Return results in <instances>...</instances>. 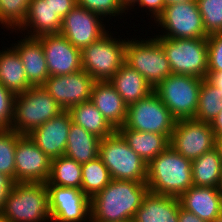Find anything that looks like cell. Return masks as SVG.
Masks as SVG:
<instances>
[{"instance_id":"cell-41","label":"cell","mask_w":222,"mask_h":222,"mask_svg":"<svg viewBox=\"0 0 222 222\" xmlns=\"http://www.w3.org/2000/svg\"><path fill=\"white\" fill-rule=\"evenodd\" d=\"M16 182L8 175L0 173V212Z\"/></svg>"},{"instance_id":"cell-23","label":"cell","mask_w":222,"mask_h":222,"mask_svg":"<svg viewBox=\"0 0 222 222\" xmlns=\"http://www.w3.org/2000/svg\"><path fill=\"white\" fill-rule=\"evenodd\" d=\"M179 198L148 191L132 222H178Z\"/></svg>"},{"instance_id":"cell-21","label":"cell","mask_w":222,"mask_h":222,"mask_svg":"<svg viewBox=\"0 0 222 222\" xmlns=\"http://www.w3.org/2000/svg\"><path fill=\"white\" fill-rule=\"evenodd\" d=\"M90 101L115 130L124 126L128 105L109 81L94 82Z\"/></svg>"},{"instance_id":"cell-15","label":"cell","mask_w":222,"mask_h":222,"mask_svg":"<svg viewBox=\"0 0 222 222\" xmlns=\"http://www.w3.org/2000/svg\"><path fill=\"white\" fill-rule=\"evenodd\" d=\"M95 80L81 69L72 74L49 76L43 87L64 111L91 99Z\"/></svg>"},{"instance_id":"cell-7","label":"cell","mask_w":222,"mask_h":222,"mask_svg":"<svg viewBox=\"0 0 222 222\" xmlns=\"http://www.w3.org/2000/svg\"><path fill=\"white\" fill-rule=\"evenodd\" d=\"M125 60L153 89L172 74L165 51L155 37H147L146 40L128 38L125 44Z\"/></svg>"},{"instance_id":"cell-9","label":"cell","mask_w":222,"mask_h":222,"mask_svg":"<svg viewBox=\"0 0 222 222\" xmlns=\"http://www.w3.org/2000/svg\"><path fill=\"white\" fill-rule=\"evenodd\" d=\"M162 45L172 74L206 78L208 69L207 38L168 39L155 37Z\"/></svg>"},{"instance_id":"cell-10","label":"cell","mask_w":222,"mask_h":222,"mask_svg":"<svg viewBox=\"0 0 222 222\" xmlns=\"http://www.w3.org/2000/svg\"><path fill=\"white\" fill-rule=\"evenodd\" d=\"M161 27V34L154 37L168 39L207 38L197 0L166 5L154 21Z\"/></svg>"},{"instance_id":"cell-8","label":"cell","mask_w":222,"mask_h":222,"mask_svg":"<svg viewBox=\"0 0 222 222\" xmlns=\"http://www.w3.org/2000/svg\"><path fill=\"white\" fill-rule=\"evenodd\" d=\"M202 81L196 76L171 74L153 91L176 120L194 119Z\"/></svg>"},{"instance_id":"cell-14","label":"cell","mask_w":222,"mask_h":222,"mask_svg":"<svg viewBox=\"0 0 222 222\" xmlns=\"http://www.w3.org/2000/svg\"><path fill=\"white\" fill-rule=\"evenodd\" d=\"M104 20L94 12L75 6L62 19L59 34L73 46L82 50L108 32L109 29L106 28Z\"/></svg>"},{"instance_id":"cell-40","label":"cell","mask_w":222,"mask_h":222,"mask_svg":"<svg viewBox=\"0 0 222 222\" xmlns=\"http://www.w3.org/2000/svg\"><path fill=\"white\" fill-rule=\"evenodd\" d=\"M56 15L63 19L75 6L76 0H46Z\"/></svg>"},{"instance_id":"cell-22","label":"cell","mask_w":222,"mask_h":222,"mask_svg":"<svg viewBox=\"0 0 222 222\" xmlns=\"http://www.w3.org/2000/svg\"><path fill=\"white\" fill-rule=\"evenodd\" d=\"M61 24L62 19L54 13L50 7L49 1L31 0L25 21L16 31L12 32L17 33V35L19 32L22 34L26 32L24 34H26L25 36L27 37H38L44 34H59Z\"/></svg>"},{"instance_id":"cell-29","label":"cell","mask_w":222,"mask_h":222,"mask_svg":"<svg viewBox=\"0 0 222 222\" xmlns=\"http://www.w3.org/2000/svg\"><path fill=\"white\" fill-rule=\"evenodd\" d=\"M221 173L222 160L216 147L192 160L193 186L219 188Z\"/></svg>"},{"instance_id":"cell-35","label":"cell","mask_w":222,"mask_h":222,"mask_svg":"<svg viewBox=\"0 0 222 222\" xmlns=\"http://www.w3.org/2000/svg\"><path fill=\"white\" fill-rule=\"evenodd\" d=\"M208 35L222 33V0H197Z\"/></svg>"},{"instance_id":"cell-6","label":"cell","mask_w":222,"mask_h":222,"mask_svg":"<svg viewBox=\"0 0 222 222\" xmlns=\"http://www.w3.org/2000/svg\"><path fill=\"white\" fill-rule=\"evenodd\" d=\"M115 37L108 31L81 50L82 69L95 81H109L126 62L125 44L128 38Z\"/></svg>"},{"instance_id":"cell-19","label":"cell","mask_w":222,"mask_h":222,"mask_svg":"<svg viewBox=\"0 0 222 222\" xmlns=\"http://www.w3.org/2000/svg\"><path fill=\"white\" fill-rule=\"evenodd\" d=\"M18 43L11 47L18 53L29 84L32 87L43 86L49 77L46 57L40 40L37 37L21 35Z\"/></svg>"},{"instance_id":"cell-5","label":"cell","mask_w":222,"mask_h":222,"mask_svg":"<svg viewBox=\"0 0 222 222\" xmlns=\"http://www.w3.org/2000/svg\"><path fill=\"white\" fill-rule=\"evenodd\" d=\"M114 180L146 182L147 164L115 131L101 139L98 155Z\"/></svg>"},{"instance_id":"cell-27","label":"cell","mask_w":222,"mask_h":222,"mask_svg":"<svg viewBox=\"0 0 222 222\" xmlns=\"http://www.w3.org/2000/svg\"><path fill=\"white\" fill-rule=\"evenodd\" d=\"M101 139L72 122L64 155L83 164L99 155Z\"/></svg>"},{"instance_id":"cell-17","label":"cell","mask_w":222,"mask_h":222,"mask_svg":"<svg viewBox=\"0 0 222 222\" xmlns=\"http://www.w3.org/2000/svg\"><path fill=\"white\" fill-rule=\"evenodd\" d=\"M43 47L49 76L72 74L82 69L81 50L61 34L37 37Z\"/></svg>"},{"instance_id":"cell-39","label":"cell","mask_w":222,"mask_h":222,"mask_svg":"<svg viewBox=\"0 0 222 222\" xmlns=\"http://www.w3.org/2000/svg\"><path fill=\"white\" fill-rule=\"evenodd\" d=\"M138 6H137V5ZM134 6L141 7V9H146L145 12H149L151 14V17L154 19H151L152 21L156 20V18L163 12L164 7L166 6L165 0H135L128 8L127 10L134 9ZM132 7V8H131ZM146 7V8H145ZM148 10V11H147Z\"/></svg>"},{"instance_id":"cell-4","label":"cell","mask_w":222,"mask_h":222,"mask_svg":"<svg viewBox=\"0 0 222 222\" xmlns=\"http://www.w3.org/2000/svg\"><path fill=\"white\" fill-rule=\"evenodd\" d=\"M63 111L43 86L31 87L26 92L15 95L10 130L28 135Z\"/></svg>"},{"instance_id":"cell-32","label":"cell","mask_w":222,"mask_h":222,"mask_svg":"<svg viewBox=\"0 0 222 222\" xmlns=\"http://www.w3.org/2000/svg\"><path fill=\"white\" fill-rule=\"evenodd\" d=\"M222 110V95L205 78L199 90L197 112L194 119L211 123Z\"/></svg>"},{"instance_id":"cell-11","label":"cell","mask_w":222,"mask_h":222,"mask_svg":"<svg viewBox=\"0 0 222 222\" xmlns=\"http://www.w3.org/2000/svg\"><path fill=\"white\" fill-rule=\"evenodd\" d=\"M176 121L170 110L153 91L128 106L125 124L119 128L152 132L171 138Z\"/></svg>"},{"instance_id":"cell-1","label":"cell","mask_w":222,"mask_h":222,"mask_svg":"<svg viewBox=\"0 0 222 222\" xmlns=\"http://www.w3.org/2000/svg\"><path fill=\"white\" fill-rule=\"evenodd\" d=\"M148 191L146 182L112 179L90 199L91 222L132 221Z\"/></svg>"},{"instance_id":"cell-18","label":"cell","mask_w":222,"mask_h":222,"mask_svg":"<svg viewBox=\"0 0 222 222\" xmlns=\"http://www.w3.org/2000/svg\"><path fill=\"white\" fill-rule=\"evenodd\" d=\"M71 123L72 119L69 112L63 111L58 116L33 129L28 136L42 152L50 159H54L65 153Z\"/></svg>"},{"instance_id":"cell-34","label":"cell","mask_w":222,"mask_h":222,"mask_svg":"<svg viewBox=\"0 0 222 222\" xmlns=\"http://www.w3.org/2000/svg\"><path fill=\"white\" fill-rule=\"evenodd\" d=\"M12 130H0V173L10 176L15 181V149L21 137Z\"/></svg>"},{"instance_id":"cell-47","label":"cell","mask_w":222,"mask_h":222,"mask_svg":"<svg viewBox=\"0 0 222 222\" xmlns=\"http://www.w3.org/2000/svg\"><path fill=\"white\" fill-rule=\"evenodd\" d=\"M126 8H128L135 0H121Z\"/></svg>"},{"instance_id":"cell-2","label":"cell","mask_w":222,"mask_h":222,"mask_svg":"<svg viewBox=\"0 0 222 222\" xmlns=\"http://www.w3.org/2000/svg\"><path fill=\"white\" fill-rule=\"evenodd\" d=\"M146 184L151 193L179 198L193 186L192 161L169 146L147 164Z\"/></svg>"},{"instance_id":"cell-44","label":"cell","mask_w":222,"mask_h":222,"mask_svg":"<svg viewBox=\"0 0 222 222\" xmlns=\"http://www.w3.org/2000/svg\"><path fill=\"white\" fill-rule=\"evenodd\" d=\"M212 129L216 137L222 136V110L219 112L217 117L211 122Z\"/></svg>"},{"instance_id":"cell-48","label":"cell","mask_w":222,"mask_h":222,"mask_svg":"<svg viewBox=\"0 0 222 222\" xmlns=\"http://www.w3.org/2000/svg\"><path fill=\"white\" fill-rule=\"evenodd\" d=\"M212 222H222V214L215 218Z\"/></svg>"},{"instance_id":"cell-24","label":"cell","mask_w":222,"mask_h":222,"mask_svg":"<svg viewBox=\"0 0 222 222\" xmlns=\"http://www.w3.org/2000/svg\"><path fill=\"white\" fill-rule=\"evenodd\" d=\"M109 82L128 106L153 92L152 86L146 79L126 63L118 69Z\"/></svg>"},{"instance_id":"cell-43","label":"cell","mask_w":222,"mask_h":222,"mask_svg":"<svg viewBox=\"0 0 222 222\" xmlns=\"http://www.w3.org/2000/svg\"><path fill=\"white\" fill-rule=\"evenodd\" d=\"M211 85L216 87L222 95V71L207 72L205 78Z\"/></svg>"},{"instance_id":"cell-13","label":"cell","mask_w":222,"mask_h":222,"mask_svg":"<svg viewBox=\"0 0 222 222\" xmlns=\"http://www.w3.org/2000/svg\"><path fill=\"white\" fill-rule=\"evenodd\" d=\"M46 186L51 222H91L90 199L81 189Z\"/></svg>"},{"instance_id":"cell-37","label":"cell","mask_w":222,"mask_h":222,"mask_svg":"<svg viewBox=\"0 0 222 222\" xmlns=\"http://www.w3.org/2000/svg\"><path fill=\"white\" fill-rule=\"evenodd\" d=\"M208 44V69L207 72L222 71V33L210 34Z\"/></svg>"},{"instance_id":"cell-26","label":"cell","mask_w":222,"mask_h":222,"mask_svg":"<svg viewBox=\"0 0 222 222\" xmlns=\"http://www.w3.org/2000/svg\"><path fill=\"white\" fill-rule=\"evenodd\" d=\"M0 83L14 95L26 92L32 87L28 82L23 63L12 47L0 50Z\"/></svg>"},{"instance_id":"cell-20","label":"cell","mask_w":222,"mask_h":222,"mask_svg":"<svg viewBox=\"0 0 222 222\" xmlns=\"http://www.w3.org/2000/svg\"><path fill=\"white\" fill-rule=\"evenodd\" d=\"M181 207L206 222L222 214V192L215 187L191 186L180 197Z\"/></svg>"},{"instance_id":"cell-42","label":"cell","mask_w":222,"mask_h":222,"mask_svg":"<svg viewBox=\"0 0 222 222\" xmlns=\"http://www.w3.org/2000/svg\"><path fill=\"white\" fill-rule=\"evenodd\" d=\"M178 222H206V221L202 220L194 213H191L180 206L178 211Z\"/></svg>"},{"instance_id":"cell-36","label":"cell","mask_w":222,"mask_h":222,"mask_svg":"<svg viewBox=\"0 0 222 222\" xmlns=\"http://www.w3.org/2000/svg\"><path fill=\"white\" fill-rule=\"evenodd\" d=\"M76 3L77 6L94 12L105 20L108 18V21L110 17L115 18L120 15L121 18L123 13L126 15L128 12L121 0H76Z\"/></svg>"},{"instance_id":"cell-49","label":"cell","mask_w":222,"mask_h":222,"mask_svg":"<svg viewBox=\"0 0 222 222\" xmlns=\"http://www.w3.org/2000/svg\"><path fill=\"white\" fill-rule=\"evenodd\" d=\"M0 222H8V221L0 214Z\"/></svg>"},{"instance_id":"cell-12","label":"cell","mask_w":222,"mask_h":222,"mask_svg":"<svg viewBox=\"0 0 222 222\" xmlns=\"http://www.w3.org/2000/svg\"><path fill=\"white\" fill-rule=\"evenodd\" d=\"M170 146L191 161L216 146L211 123L195 119L177 120L170 138Z\"/></svg>"},{"instance_id":"cell-50","label":"cell","mask_w":222,"mask_h":222,"mask_svg":"<svg viewBox=\"0 0 222 222\" xmlns=\"http://www.w3.org/2000/svg\"><path fill=\"white\" fill-rule=\"evenodd\" d=\"M220 191L222 192V173H221V180H220V186H219Z\"/></svg>"},{"instance_id":"cell-28","label":"cell","mask_w":222,"mask_h":222,"mask_svg":"<svg viewBox=\"0 0 222 222\" xmlns=\"http://www.w3.org/2000/svg\"><path fill=\"white\" fill-rule=\"evenodd\" d=\"M68 112L72 122L100 139H104L116 131L90 100L71 107Z\"/></svg>"},{"instance_id":"cell-30","label":"cell","mask_w":222,"mask_h":222,"mask_svg":"<svg viewBox=\"0 0 222 222\" xmlns=\"http://www.w3.org/2000/svg\"><path fill=\"white\" fill-rule=\"evenodd\" d=\"M82 164L65 155L51 159L50 174L46 185L81 189Z\"/></svg>"},{"instance_id":"cell-3","label":"cell","mask_w":222,"mask_h":222,"mask_svg":"<svg viewBox=\"0 0 222 222\" xmlns=\"http://www.w3.org/2000/svg\"><path fill=\"white\" fill-rule=\"evenodd\" d=\"M0 214L8 222H51L46 183H15Z\"/></svg>"},{"instance_id":"cell-33","label":"cell","mask_w":222,"mask_h":222,"mask_svg":"<svg viewBox=\"0 0 222 222\" xmlns=\"http://www.w3.org/2000/svg\"><path fill=\"white\" fill-rule=\"evenodd\" d=\"M31 0H0L1 28L16 31L25 21Z\"/></svg>"},{"instance_id":"cell-31","label":"cell","mask_w":222,"mask_h":222,"mask_svg":"<svg viewBox=\"0 0 222 222\" xmlns=\"http://www.w3.org/2000/svg\"><path fill=\"white\" fill-rule=\"evenodd\" d=\"M111 180L109 170L99 156L82 164L81 190L89 199L103 190Z\"/></svg>"},{"instance_id":"cell-38","label":"cell","mask_w":222,"mask_h":222,"mask_svg":"<svg viewBox=\"0 0 222 222\" xmlns=\"http://www.w3.org/2000/svg\"><path fill=\"white\" fill-rule=\"evenodd\" d=\"M15 95L0 83V130H10Z\"/></svg>"},{"instance_id":"cell-45","label":"cell","mask_w":222,"mask_h":222,"mask_svg":"<svg viewBox=\"0 0 222 222\" xmlns=\"http://www.w3.org/2000/svg\"><path fill=\"white\" fill-rule=\"evenodd\" d=\"M215 147L218 149L220 158L222 160V136L216 137V146Z\"/></svg>"},{"instance_id":"cell-25","label":"cell","mask_w":222,"mask_h":222,"mask_svg":"<svg viewBox=\"0 0 222 222\" xmlns=\"http://www.w3.org/2000/svg\"><path fill=\"white\" fill-rule=\"evenodd\" d=\"M116 131L146 164L170 146V138L167 135L141 132L129 128H118Z\"/></svg>"},{"instance_id":"cell-46","label":"cell","mask_w":222,"mask_h":222,"mask_svg":"<svg viewBox=\"0 0 222 222\" xmlns=\"http://www.w3.org/2000/svg\"><path fill=\"white\" fill-rule=\"evenodd\" d=\"M190 1H194V0H165L166 5H171V4L180 3V2H190Z\"/></svg>"},{"instance_id":"cell-16","label":"cell","mask_w":222,"mask_h":222,"mask_svg":"<svg viewBox=\"0 0 222 222\" xmlns=\"http://www.w3.org/2000/svg\"><path fill=\"white\" fill-rule=\"evenodd\" d=\"M51 159L29 138L22 135L15 149V182L46 183Z\"/></svg>"}]
</instances>
